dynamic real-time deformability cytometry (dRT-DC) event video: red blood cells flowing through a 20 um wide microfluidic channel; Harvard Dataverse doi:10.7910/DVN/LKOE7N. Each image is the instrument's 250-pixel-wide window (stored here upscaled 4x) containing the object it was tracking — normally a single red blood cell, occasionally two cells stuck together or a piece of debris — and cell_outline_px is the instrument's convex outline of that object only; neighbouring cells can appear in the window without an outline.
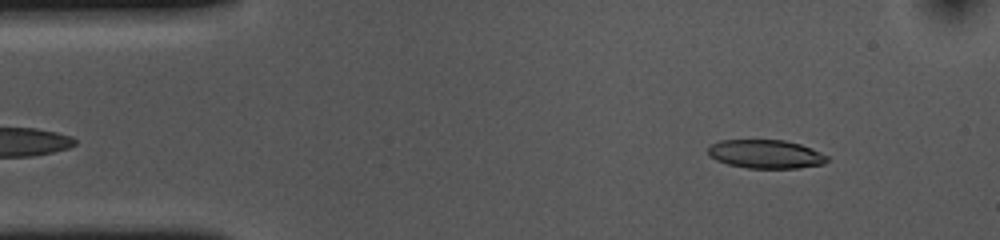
{"species": "common noctule bat (a hibernating species)", "species_latin": "Nyctalus noctula", "temperature_condition": "cold", "stored_images_in_passage": 51, "camera_frame_rate_fps": 3000, "um_per_image_px": 0.085, "animal": {"sex": "female", "body_mass_g": 10.0, "forearm_length_mm": 53.1}, "frame": {"image": 1, "passage_image": 4, "time_ms": 1.0, "image_size_px": [1000, 240], "cell_outline_px": [[828, 160], [824, 164], [796, 168], [748, 168], [728, 164], [716, 160], [708, 156], [708, 148], [712, 144], [720, 140], [784, 140], [800, 144], [812, 148], [828, 156]], "centroid_in_image_um": [65.08, 13.1], "position_along_channel_um": 19.9, "area_um2": 19.88}}
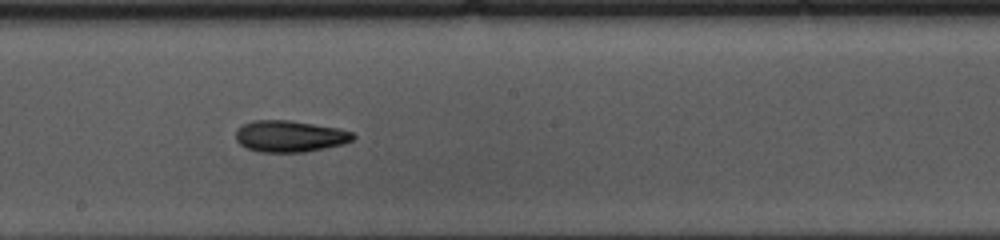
{"frame": {"image": 2, "passage_image": 26, "time_ms": 8.333, "image_size_px": [1000, 240], "cell_outline_px": [[356, 136], [352, 140], [344, 144], [304, 152], [260, 152], [248, 148], [240, 144], [236, 140], [236, 128], [252, 120], [288, 120], [336, 128], [352, 132]], "centroid_in_image_um": [24.61, 11.58], "position_along_channel_um": 223.6, "area_um2": 21.39}}
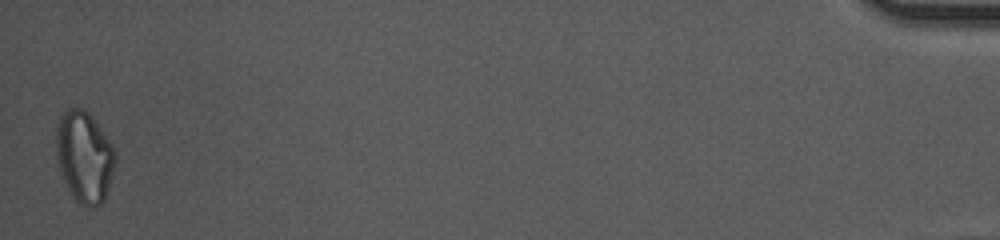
{"frame": {"image": 3, "passage_image": 51, "time_ms": 16.667, "image_size_px": [1000, 240], "cell_outline_px": [[116, 160], [108, 188], [104, 200], [96, 208], [92, 208], [80, 204], [72, 196], [60, 172], [56, 160], [56, 128], [60, 116], [68, 108], [80, 108], [88, 112], [116, 148]], "centroid_in_image_um": [7.17, 13.33], "position_along_channel_um": 428.0, "area_um2": 31.62}, "authors_computed_cell_mechanics": {"area_um2": 21.386, "velocity_mm_per_s": 3.6523, "shape_relaxation_time_tau1_ms": 6.5332, "shape_relaxation_time_tau2_ms": 5.0606, "deformation_change_tau1": 0.139, "deformation_change_tau2": 0.1307}}